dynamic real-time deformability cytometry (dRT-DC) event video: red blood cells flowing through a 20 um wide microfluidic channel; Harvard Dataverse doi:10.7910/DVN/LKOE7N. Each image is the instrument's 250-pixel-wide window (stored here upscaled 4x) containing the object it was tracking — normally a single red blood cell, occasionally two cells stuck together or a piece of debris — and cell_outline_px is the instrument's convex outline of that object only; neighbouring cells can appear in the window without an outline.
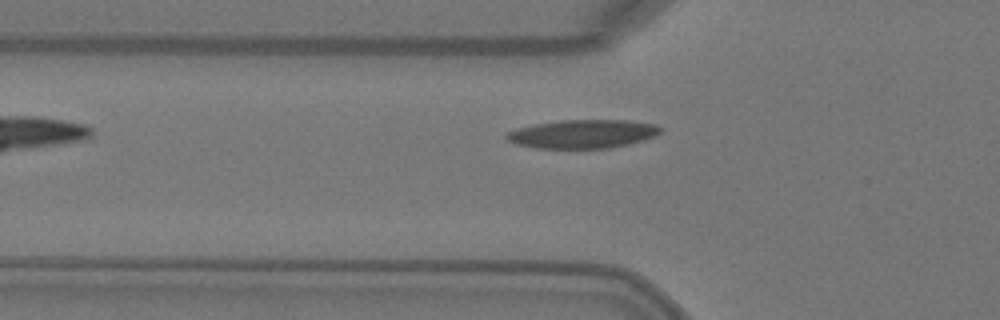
{"species": "Egyptian fruit bat (a non-hibernating species)", "species_latin": "Rousettus aegyptiacus", "temperature_condition": "warm", "stored_images_in_passage": 8, "camera_frame_rate_fps": 3000, "um_per_image_px": 0.085, "animal": {"sex": "female"}, "frame": {"image": 1, "passage_image": 8, "time_ms": 2.333, "image_size_px": [1000, 320], "cell_outline_px": [[660, 132], [644, 140], [628, 144], [608, 148], [536, 148], [516, 144], [508, 140], [504, 136], [508, 132], [516, 128], [536, 124], [560, 120], [628, 120], [656, 124], [660, 128]], "centroid_in_image_um": [49.51, 11.38], "position_along_channel_um": 76.3, "area_um2": 25.49}}